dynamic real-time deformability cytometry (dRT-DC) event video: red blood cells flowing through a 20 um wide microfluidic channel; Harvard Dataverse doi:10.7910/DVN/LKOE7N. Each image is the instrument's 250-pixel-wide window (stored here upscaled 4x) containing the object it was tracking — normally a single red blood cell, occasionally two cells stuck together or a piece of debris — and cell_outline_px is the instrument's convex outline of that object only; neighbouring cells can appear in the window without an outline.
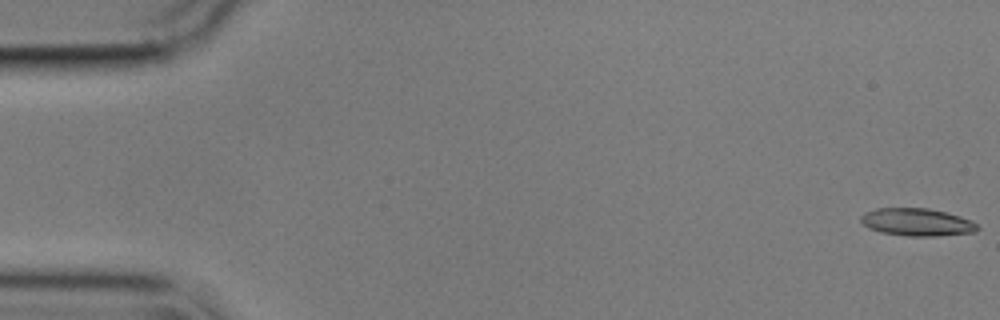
{"species": "common noctule bat (a hibernating species)", "species_latin": "Nyctalus noctula", "temperature_condition": "cold", "stored_images_in_passage": 56, "camera_frame_rate_fps": 3000, "um_per_image_px": 0.085, "animal": {"sex": "male", "body_mass_g": 17.9}, "frame": {"image": 1, "passage_image": 1, "time_ms": 0.0, "image_size_px": [1000, 320], "cell_outline_px": [[980, 228], [976, 232], [936, 236], [908, 236], [880, 232], [868, 228], [860, 220], [860, 216], [864, 212], [876, 208], [928, 208], [960, 216], [972, 220]], "centroid_in_image_um": [77.93, 18.88], "position_along_channel_um": 7.1, "area_um2": 18.84}}
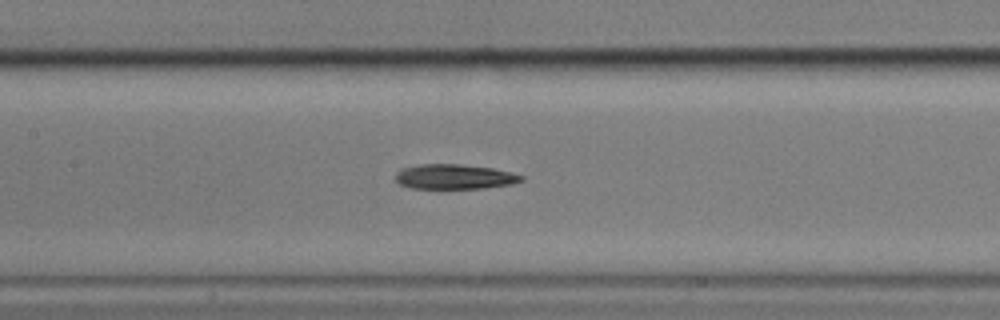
{"frame": {"image": 2, "passage_image": 26, "time_ms": 8.333, "image_size_px": [1000, 320], "cell_outline_px": [[524, 180], [512, 184], [484, 188], [412, 188], [400, 184], [396, 180], [396, 172], [400, 168], [420, 164], [460, 164], [492, 168], [512, 172], [524, 176]], "centroid_in_image_um": [38.64, 15.01], "position_along_channel_um": 168.8, "area_um2": 18.26}}
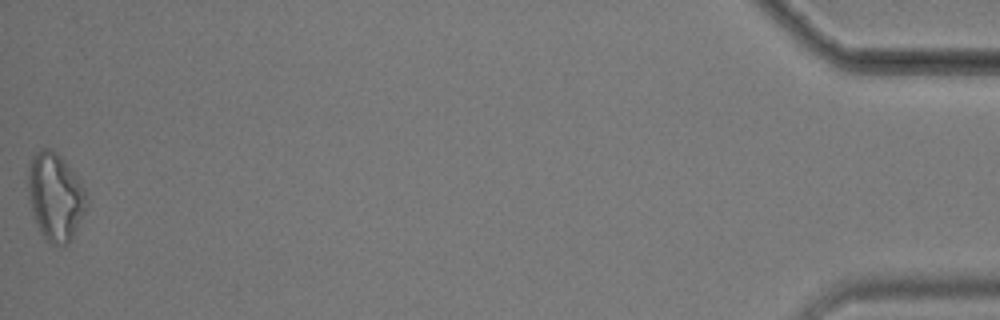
{"frame": {"image": 3, "passage_image": 56, "time_ms": 18.333, "image_size_px": [1000, 320], "cell_outline_px": [[88, 204], [68, 244], [52, 244], [44, 236], [36, 220], [28, 200], [28, 160], [40, 148], [52, 148], [64, 160], [80, 180], [88, 196]], "centroid_in_image_um": [4.69, 16.65], "position_along_channel_um": 430.5, "area_um2": 29.71}, "authors_computed_cell_mechanics": {"area_um2": 19.2763, "velocity_mm_per_s": 3.5661, "shape_relaxation_time_tau1_ms": 7.0695, "shape_relaxation_time_tau2_ms": 9.6534, "deformation_change_tau1": 0.1761, "deformation_change_tau2": 0.2415}}